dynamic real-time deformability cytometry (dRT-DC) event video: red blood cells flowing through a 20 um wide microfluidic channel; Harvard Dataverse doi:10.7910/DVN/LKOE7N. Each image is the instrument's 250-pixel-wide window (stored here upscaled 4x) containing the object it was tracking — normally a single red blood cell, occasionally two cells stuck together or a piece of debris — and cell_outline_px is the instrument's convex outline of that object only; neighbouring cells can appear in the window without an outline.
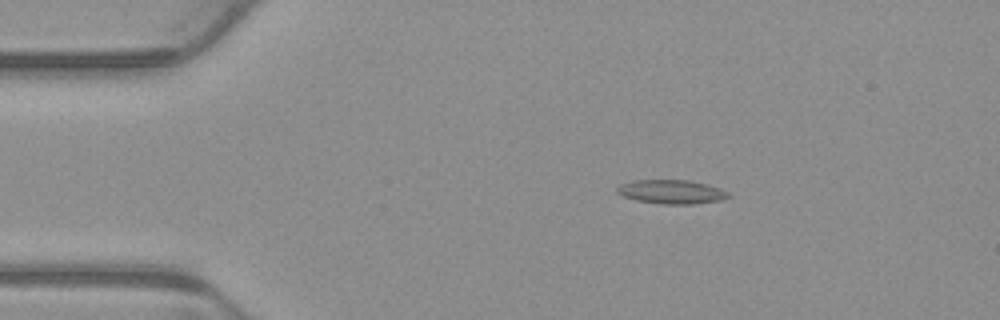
{"species": "common noctule bat (a hibernating species)", "species_latin": "Nyctalus noctula", "temperature_condition": "warm", "stored_images_in_passage": 7, "camera_frame_rate_fps": 3000, "um_per_image_px": 0.085, "animal": {"sex": "male", "body_mass_g": 23.1, "forearm_length_mm": 52.7}, "frame": {"image": 1, "passage_image": 2, "time_ms": 0.333, "image_size_px": [1000, 320], "cell_outline_px": [[732, 196], [724, 200], [692, 204], [660, 204], [636, 200], [624, 196], [616, 192], [616, 188], [620, 184], [632, 180], [688, 180], [708, 184], [720, 188], [728, 192]], "centroid_in_image_um": [57.1, 16.3], "position_along_channel_um": 27.9, "area_um2": 15.72}}
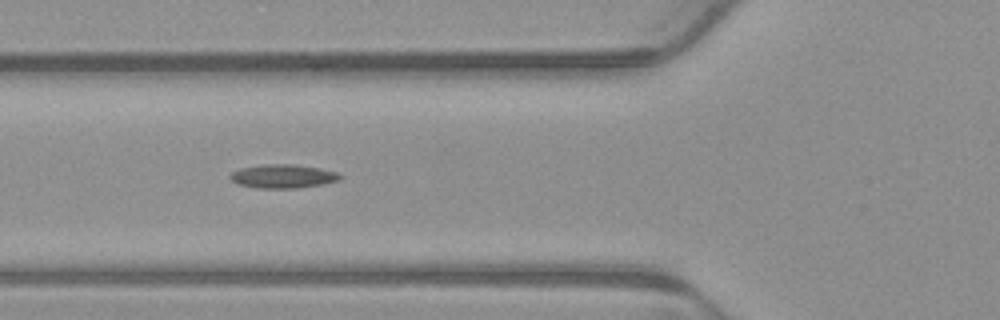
{"frame": {"image": 2, "passage_image": 5, "time_ms": 1.333, "image_size_px": [1000, 320], "cell_outline_px": [[344, 176], [340, 180], [324, 184], [296, 188], [256, 188], [236, 184], [228, 176], [232, 172], [240, 168], [268, 164], [296, 164], [320, 168], [336, 172]], "centroid_in_image_um": [24.07, 14.98], "position_along_channel_um": 101.7, "area_um2": 15.32}}
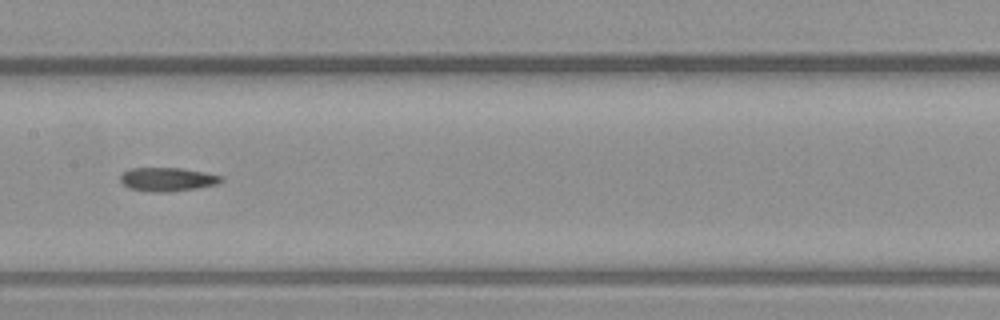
{"frame": {"image": 3, "passage_image": 7, "time_ms": 2.0, "image_size_px": [1000, 320], "cell_outline_px": [[224, 180], [216, 184], [196, 188], [168, 192], [152, 192], [128, 188], [120, 180], [120, 176], [124, 172], [132, 168], [180, 168], [204, 172], [224, 176]], "centroid_in_image_um": [14.25, 15.24], "position_along_channel_um": 193.2, "area_um2": 13.87}}